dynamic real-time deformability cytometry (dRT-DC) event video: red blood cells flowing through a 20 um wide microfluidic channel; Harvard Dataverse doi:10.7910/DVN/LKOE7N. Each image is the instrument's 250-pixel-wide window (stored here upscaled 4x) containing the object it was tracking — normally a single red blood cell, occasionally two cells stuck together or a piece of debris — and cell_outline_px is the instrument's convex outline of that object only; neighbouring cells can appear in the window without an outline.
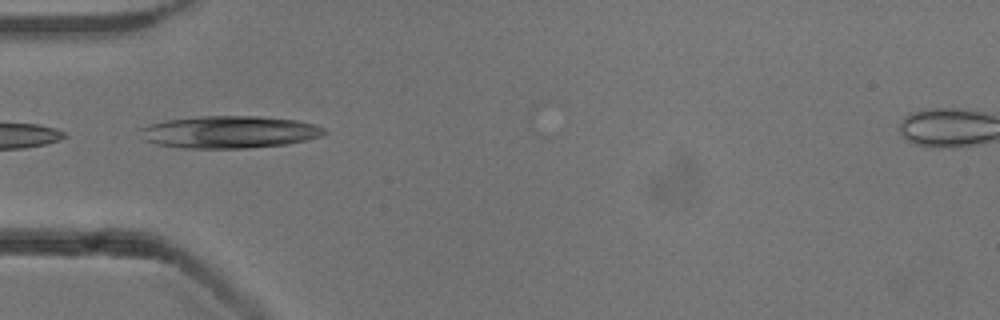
{"species": "common noctule bat (a hibernating species)", "species_latin": "Nyctalus noctula", "temperature_condition": "cold", "stored_images_in_passage": 6, "camera_frame_rate_fps": 3000, "um_per_image_px": 0.085, "animal": {"sex": "male", "body_mass_g": 13.3}, "frame": {"image": 1, "passage_image": 3, "time_ms": 3.333, "image_size_px": [1000, 320], "cell_outline_px": [[328, 132], [320, 136], [288, 144], [248, 148], [184, 148], [156, 144], [144, 140], [136, 132], [140, 128], [148, 124], [164, 120], [200, 116], [256, 116], [300, 120], [316, 124], [324, 128]], "centroid_in_image_um": [19.46, 11.22], "position_along_channel_um": 65.5, "area_um2": 35.03}}
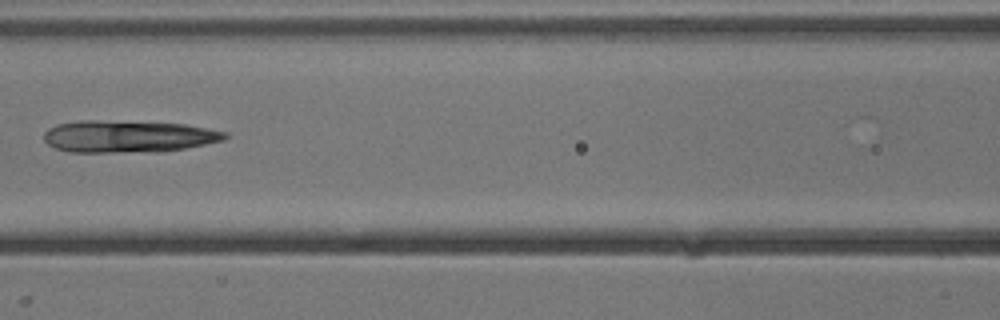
{"frame": {"image": 2, "passage_image": 5, "time_ms": 5.667, "image_size_px": [1000, 320], "cell_outline_px": [[228, 136], [224, 140], [184, 148], [156, 152], [68, 152], [56, 148], [48, 144], [44, 140], [44, 132], [48, 128], [56, 124], [80, 120], [92, 120], [184, 124], [228, 132]], "centroid_in_image_um": [10.86, 11.6], "position_along_channel_um": 155.7, "area_um2": 33.76}}
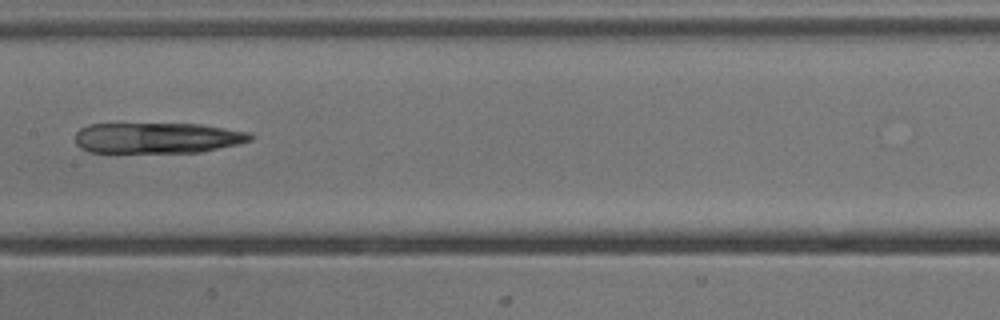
{"frame": {"image": 3, "passage_image": 6, "time_ms": 6.667, "image_size_px": [1000, 320], "cell_outline_px": [[256, 136], [252, 140], [236, 144], [200, 152], [88, 152], [80, 148], [76, 144], [76, 132], [80, 128], [88, 124], [200, 124], [252, 132]], "centroid_in_image_um": [13.39, 11.72], "position_along_channel_um": 194.0, "area_um2": 31.44}}